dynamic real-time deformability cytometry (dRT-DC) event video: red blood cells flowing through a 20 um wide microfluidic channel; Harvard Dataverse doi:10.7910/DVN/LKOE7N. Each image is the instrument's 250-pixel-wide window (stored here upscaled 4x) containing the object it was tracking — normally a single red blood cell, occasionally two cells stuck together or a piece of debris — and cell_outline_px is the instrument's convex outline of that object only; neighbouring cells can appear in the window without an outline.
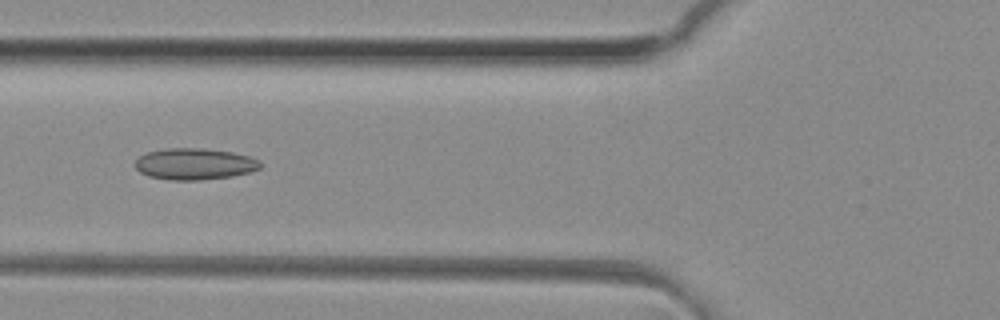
{"species": "common noctule bat (a hibernating species)", "species_latin": "Nyctalus noctula", "temperature_condition": "room temperature", "stored_images_in_passage": 48, "camera_frame_rate_fps": 3000, "um_per_image_px": 0.085, "animal": {"sex": "female", "body_mass_g": 29.2, "forearm_length_mm": 56.3}, "frame": {"image": 1, "passage_image": 17, "time_ms": 5.333, "image_size_px": [1000, 320], "cell_outline_px": [[260, 168], [248, 172], [232, 176], [200, 180], [172, 180], [148, 176], [140, 172], [132, 164], [140, 156], [148, 152], [164, 148], [204, 148], [232, 152], [248, 156], [260, 160]], "centroid_in_image_um": [16.5, 13.93], "position_along_channel_um": 109.3, "area_um2": 22.95}}
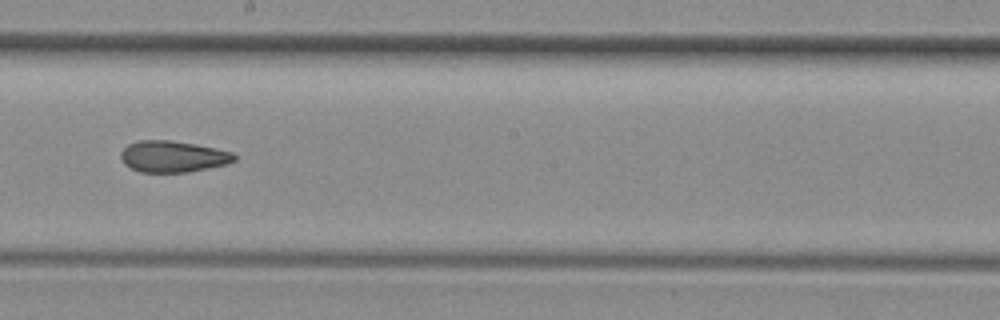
{"frame": {"image": 2, "passage_image": 26, "time_ms": 8.333, "image_size_px": [1000, 320], "cell_outline_px": [[236, 160], [228, 164], [188, 172], [140, 172], [124, 164], [120, 156], [120, 152], [128, 144], [140, 140], [172, 140], [196, 144], [232, 152], [236, 156]], "centroid_in_image_um": [14.7, 13.3], "position_along_channel_um": 233.5, "area_um2": 20.81}}
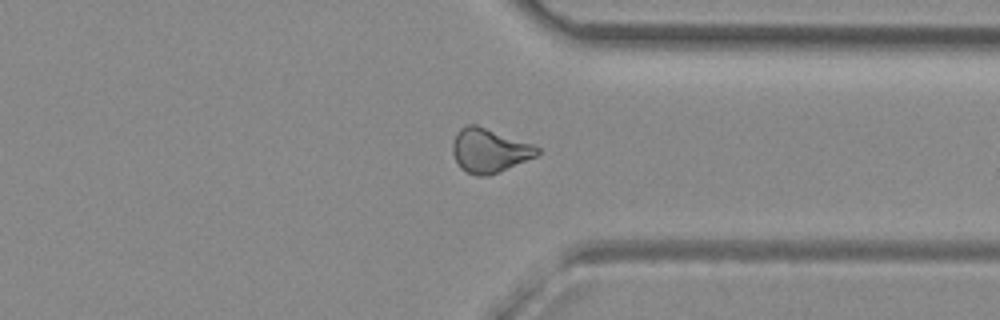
{"frame": {"image": 3, "passage_image": 36, "time_ms": 11.667, "image_size_px": [1000, 320], "cell_outline_px": [[540, 152], [536, 156], [488, 176], [480, 176], [464, 172], [460, 168], [452, 152], [452, 144], [460, 128], [468, 124], [476, 124], [532, 144], [540, 148]], "centroid_in_image_um": [41.57, 12.79], "position_along_channel_um": 369.8, "area_um2": 21.5}, "authors_computed_cell_mechanics": {"area_um2": 21.675, "velocity_mm_per_s": 4.1624, "shape_relaxation_time_tau1_ms": null, "shape_relaxation_time_tau2_ms": 3.4241, "deformation_change_tau1": null, "deformation_change_tau2": 0.1048}}